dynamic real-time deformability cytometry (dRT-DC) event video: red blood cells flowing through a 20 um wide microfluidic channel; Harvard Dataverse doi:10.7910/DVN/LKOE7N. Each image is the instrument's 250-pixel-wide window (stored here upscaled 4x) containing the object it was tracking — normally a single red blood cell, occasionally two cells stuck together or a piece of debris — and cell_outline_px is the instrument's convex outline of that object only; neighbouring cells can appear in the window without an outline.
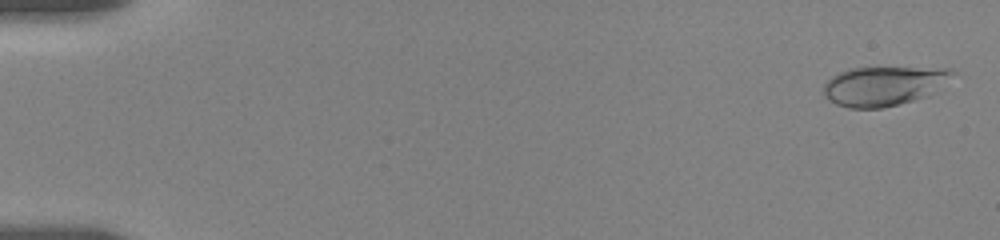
{"species": "human", "species_latin": "Homo sapiens", "temperature_condition": "room temperature", "stored_images_in_passage": 14, "camera_frame_rate_fps": 3000, "um_per_image_px": 0.085, "donor": {"sex": "female"}, "frame": {"image": 1, "passage_image": 2, "time_ms": 0.333, "image_size_px": [1000, 240], "cell_outline_px": [[956, 72], [928, 96], [880, 108], [848, 108], [836, 104], [828, 100], [824, 96], [824, 84], [832, 76], [848, 68], [952, 68]], "centroid_in_image_um": [75.07, 7.3], "position_along_channel_um": 9.9, "area_um2": 29.19}}
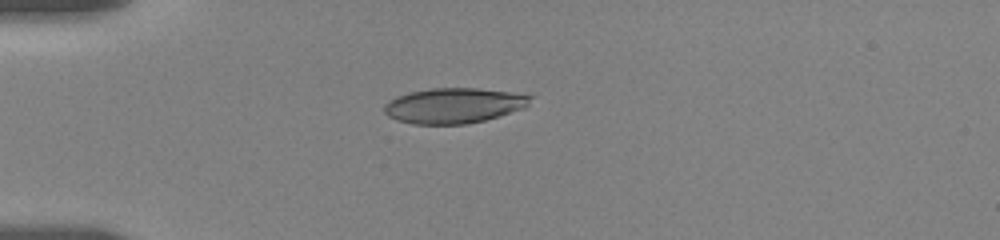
{"frame": {"image": 2, "passage_image": 10, "time_ms": 5.0, "image_size_px": [1000, 240], "cell_outline_px": [[536, 96], [524, 108], [484, 120], [468, 124], [412, 124], [396, 120], [388, 116], [384, 112], [384, 104], [388, 100], [396, 96], [408, 92], [432, 88], [476, 88], [512, 92]], "centroid_in_image_um": [38.56, 8.97], "position_along_channel_um": 46.4, "area_um2": 30.23}}
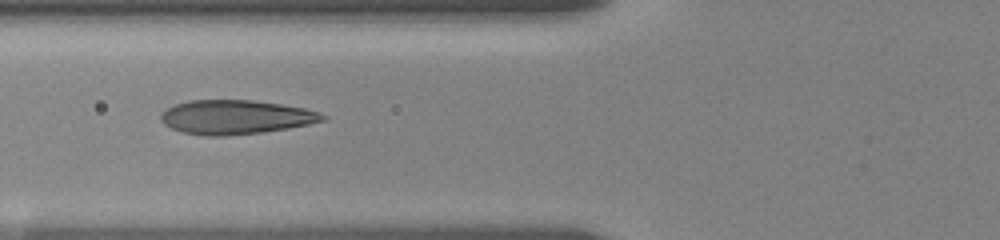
{"frame": {"image": 3, "passage_image": 13, "time_ms": 7.333, "image_size_px": [1000, 240], "cell_outline_px": [[328, 120], [288, 128], [264, 132], [224, 136], [208, 136], [184, 132], [172, 128], [164, 124], [160, 120], [160, 112], [176, 104], [188, 100], [252, 100], [280, 104], [304, 108], [320, 112], [328, 116]], "centroid_in_image_um": [20.05, 9.95], "position_along_channel_um": 105.7, "area_um2": 32.25}}